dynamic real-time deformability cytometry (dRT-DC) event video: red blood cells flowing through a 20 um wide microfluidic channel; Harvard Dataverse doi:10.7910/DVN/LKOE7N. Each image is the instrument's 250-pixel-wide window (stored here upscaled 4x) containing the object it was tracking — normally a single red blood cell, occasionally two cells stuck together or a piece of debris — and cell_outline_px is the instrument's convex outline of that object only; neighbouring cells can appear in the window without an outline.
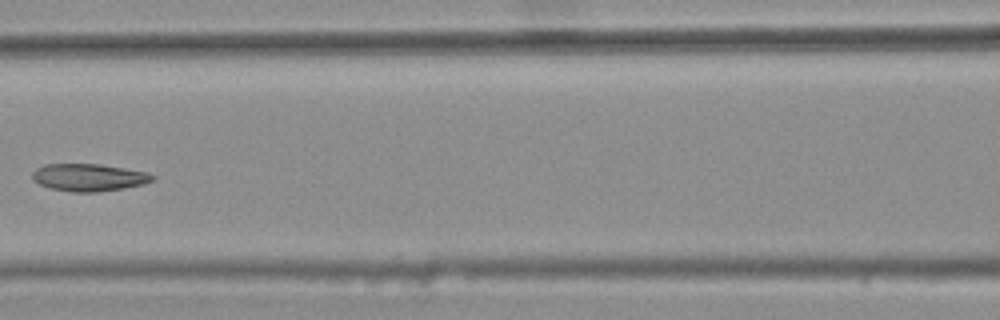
{"species": "common noctule bat (a hibernating species)", "species_latin": "Nyctalus noctula", "temperature_condition": "warm", "stored_images_in_passage": 7, "camera_frame_rate_fps": 3000, "um_per_image_px": 0.085, "animal": {"sex": "female", "body_mass_g": 25.1}, "frame": {"image": 1, "passage_image": 6, "time_ms": 1.667, "image_size_px": [1000, 320], "cell_outline_px": [[156, 176], [152, 180], [144, 184], [124, 188], [96, 192], [72, 192], [48, 188], [32, 180], [32, 172], [36, 168], [44, 164], [100, 164], [144, 172]], "centroid_in_image_um": [7.49, 15.08], "position_along_channel_um": 159.1, "area_um2": 19.13}}
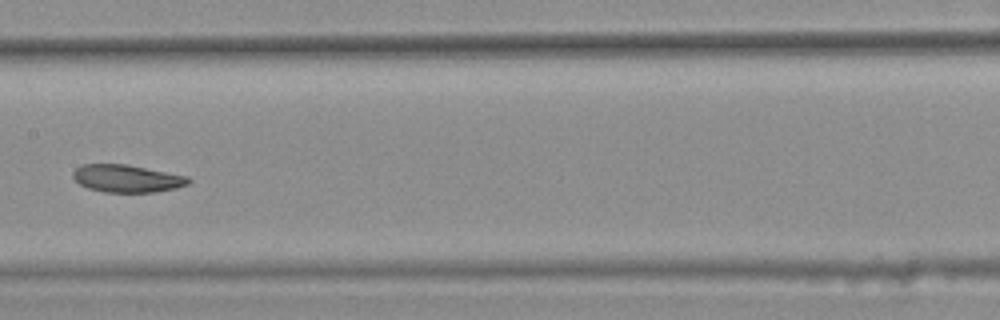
{"frame": {"image": 2, "passage_image": 7, "time_ms": 2.0, "image_size_px": [1000, 320], "cell_outline_px": [[192, 180], [188, 184], [176, 188], [156, 192], [104, 192], [88, 188], [80, 184], [72, 176], [72, 172], [80, 164], [128, 164], [188, 176]], "centroid_in_image_um": [10.8, 15.16], "position_along_channel_um": 196.6, "area_um2": 18.67}}